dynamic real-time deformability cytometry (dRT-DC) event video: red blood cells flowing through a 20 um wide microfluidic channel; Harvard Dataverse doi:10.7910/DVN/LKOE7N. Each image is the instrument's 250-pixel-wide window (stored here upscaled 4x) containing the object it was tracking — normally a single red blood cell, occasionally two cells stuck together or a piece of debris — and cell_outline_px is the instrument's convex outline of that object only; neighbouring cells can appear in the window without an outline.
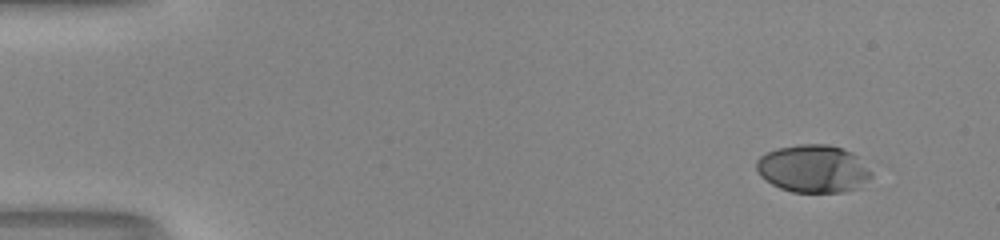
{"species": "human", "species_latin": "Homo sapiens", "temperature_condition": "room temperature", "stored_images_in_passage": 48, "camera_frame_rate_fps": 3000, "um_per_image_px": 0.085, "donor": {"sex": "male"}, "frame": {"image": 1, "passage_image": 1, "time_ms": 0.0, "image_size_px": [1000, 240], "cell_outline_px": [[872, 176], [860, 188], [844, 192], [792, 192], [780, 188], [772, 184], [760, 176], [756, 168], [756, 160], [760, 156], [776, 148], [796, 144], [828, 144], [844, 148], [852, 152], [872, 172]], "centroid_in_image_um": [69.12, 14.34], "position_along_channel_um": 15.9, "area_um2": 32.19}}
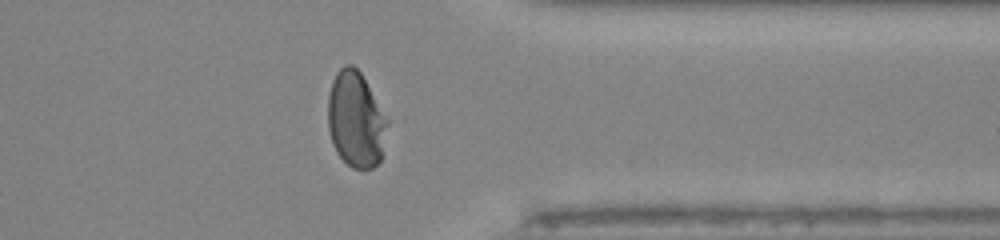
{"frame": {"image": 2, "passage_image": 38, "time_ms": 12.333, "image_size_px": [1000, 240], "cell_outline_px": [[396, 120], [380, 160], [372, 168], [352, 168], [336, 152], [332, 144], [328, 128], [328, 96], [332, 80], [336, 72], [344, 64], [352, 64], [360, 72]], "centroid_in_image_um": [30.38, 10.13], "position_along_channel_um": 381.0, "area_um2": 35.37}}
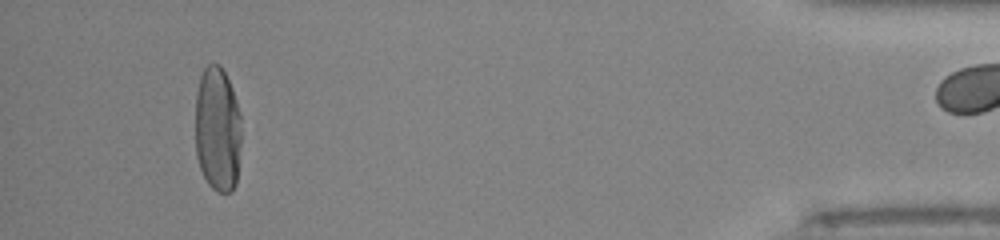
{"frame": {"image": 3, "passage_image": 45, "time_ms": 14.667, "image_size_px": [1000, 240], "cell_outline_px": [[240, 144], [236, 184], [232, 192], [216, 192], [208, 184], [200, 168], [196, 156], [196, 92], [200, 76], [204, 68], [208, 64], [220, 64], [232, 88], [236, 100], [240, 116]], "centroid_in_image_um": [18.48, 11.0], "position_along_channel_um": 416.7, "area_um2": 33.7}, "authors_computed_cell_mechanics": {"area_um2": 35.4025, "velocity_mm_per_s": 4.1359, "shape_relaxation_time_tau1_ms": 4.2065, "shape_relaxation_time_tau2_ms": null, "deformation_change_tau1": 0.2039, "deformation_change_tau2": null}}